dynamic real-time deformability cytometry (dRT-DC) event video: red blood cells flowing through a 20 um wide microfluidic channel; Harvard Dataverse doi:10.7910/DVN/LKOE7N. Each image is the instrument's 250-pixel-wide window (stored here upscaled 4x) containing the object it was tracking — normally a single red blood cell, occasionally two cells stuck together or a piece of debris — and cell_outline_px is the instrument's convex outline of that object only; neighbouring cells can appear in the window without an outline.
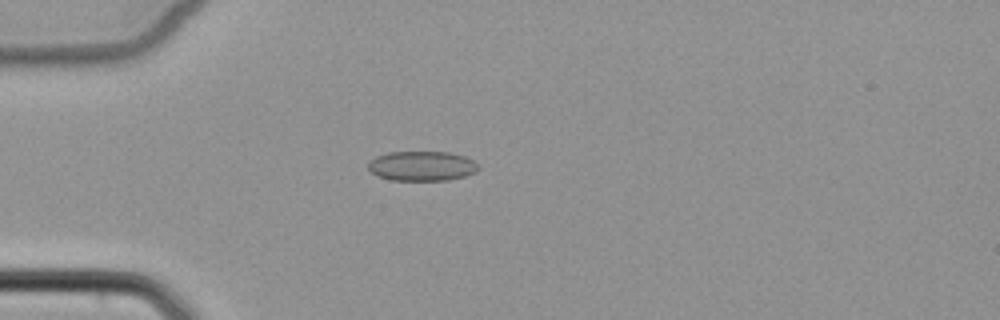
{"species": "common noctule bat (a hibernating species)", "species_latin": "Nyctalus noctula", "temperature_condition": "cold", "stored_images_in_passage": 6, "camera_frame_rate_fps": 3000, "um_per_image_px": 0.085, "animal": {"sex": "female", "body_mass_g": 22.7, "forearm_length_mm": 54.2}, "frame": {"image": 1, "passage_image": 5, "time_ms": 4.667, "image_size_px": [1000, 320], "cell_outline_px": [[480, 168], [476, 172], [464, 176], [448, 180], [392, 180], [376, 176], [368, 168], [368, 164], [376, 156], [388, 152], [448, 152], [464, 156], [480, 164]], "centroid_in_image_um": [35.88, 14.11], "position_along_channel_um": 49.1, "area_um2": 19.13}}